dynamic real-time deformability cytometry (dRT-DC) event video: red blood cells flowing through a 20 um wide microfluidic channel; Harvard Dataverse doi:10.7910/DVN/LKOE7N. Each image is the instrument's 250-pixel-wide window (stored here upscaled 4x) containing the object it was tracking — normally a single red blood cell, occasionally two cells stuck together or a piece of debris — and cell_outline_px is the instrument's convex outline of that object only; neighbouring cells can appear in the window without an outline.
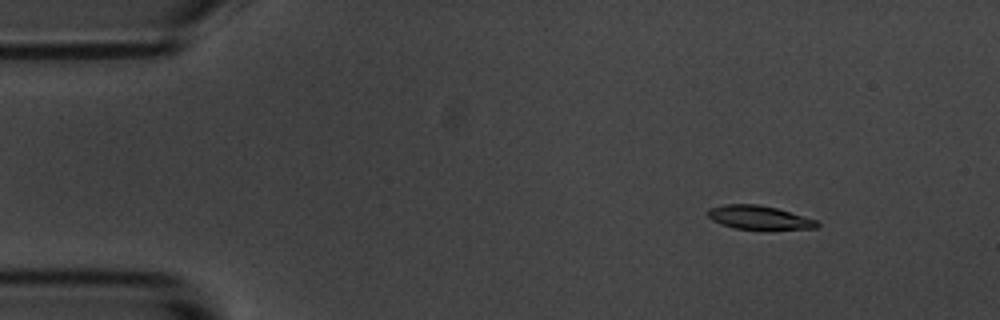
{"species": "common noctule bat (a hibernating species)", "species_latin": "Nyctalus noctula", "temperature_condition": "room temperature", "stored_images_in_passage": 10, "camera_frame_rate_fps": 3000, "um_per_image_px": 0.085, "animal": {"sex": "male", "body_mass_g": 20.1, "forearm_length_mm": 53.5}, "frame": {"image": 1, "passage_image": 2, "time_ms": 1.0, "image_size_px": [1000, 320], "cell_outline_px": [[820, 224], [816, 228], [736, 228], [720, 224], [712, 220], [708, 216], [708, 208], [724, 204], [756, 204], [776, 208], [816, 220]], "centroid_in_image_um": [64.45, 18.46], "position_along_channel_um": 20.5, "area_um2": 14.57}}
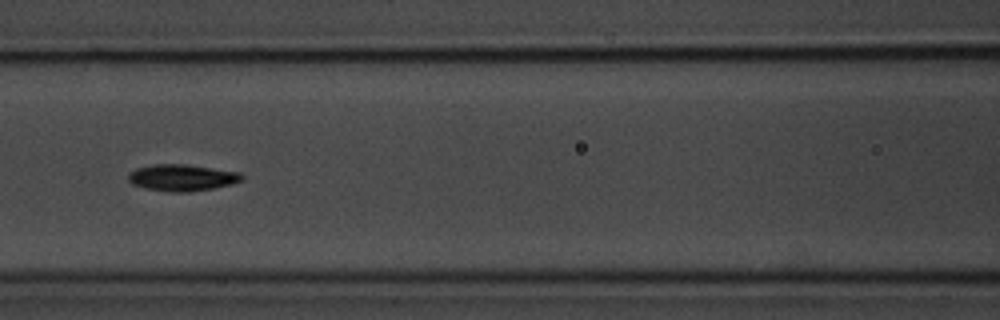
{"frame": {"image": 2, "passage_image": 7, "time_ms": 7.0, "image_size_px": [1000, 320], "cell_outline_px": [[244, 180], [232, 184], [212, 188], [188, 192], [168, 192], [144, 188], [132, 184], [128, 180], [128, 172], [136, 168], [152, 164], [184, 164], [240, 172], [244, 176]], "centroid_in_image_um": [15.45, 15.1], "position_along_channel_um": 151.1, "area_um2": 17.74}}
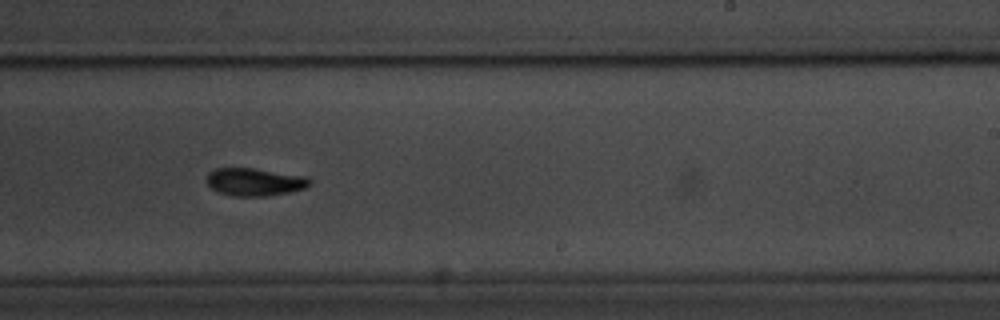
{"frame": {"image": 3, "passage_image": 10, "time_ms": 10.333, "image_size_px": [1000, 320], "cell_outline_px": [[312, 184], [304, 188], [288, 192], [268, 196], [232, 196], [220, 192], [212, 188], [204, 180], [208, 172], [216, 168], [252, 168], [308, 176], [312, 180]], "centroid_in_image_um": [21.65, 15.45], "position_along_channel_um": 267.3, "area_um2": 16.82}}